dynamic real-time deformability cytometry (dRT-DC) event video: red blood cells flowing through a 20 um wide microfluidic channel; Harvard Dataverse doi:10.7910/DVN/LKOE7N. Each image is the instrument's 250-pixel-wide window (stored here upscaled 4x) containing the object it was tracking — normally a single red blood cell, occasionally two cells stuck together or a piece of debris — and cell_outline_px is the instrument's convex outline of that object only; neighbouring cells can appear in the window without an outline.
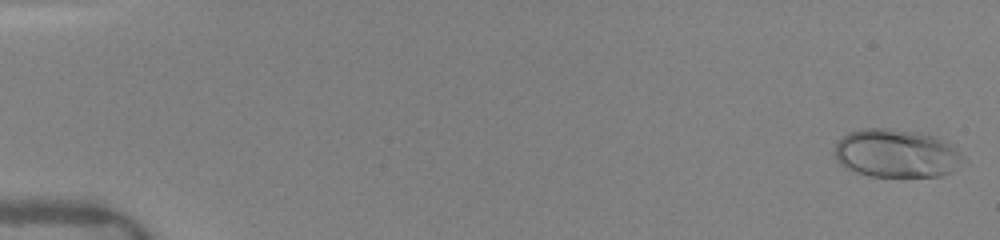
{"species": "human", "species_latin": "Homo sapiens", "temperature_condition": "warm", "stored_images_in_passage": 69, "camera_frame_rate_fps": 3000, "um_per_image_px": 0.085, "donor": {"sex": "female"}, "frame": {"image": 1, "passage_image": 1, "time_ms": 0.0, "image_size_px": [1000, 240], "cell_outline_px": [[968, 160], [948, 172], [940, 176], [872, 176], [856, 172], [840, 164], [836, 160], [836, 144], [848, 132], [864, 128], [884, 128], [912, 132], [936, 136], [944, 140], [956, 148]], "centroid_in_image_um": [76.22, 13.04], "position_along_channel_um": 8.8, "area_um2": 35.89}}
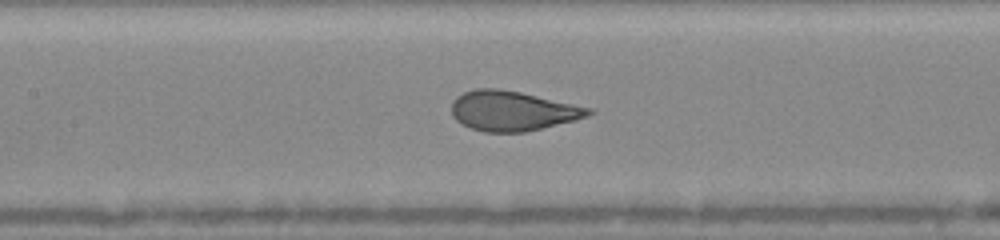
{"frame": {"image": 2, "passage_image": 28, "time_ms": 7.667, "image_size_px": [1000, 240], "cell_outline_px": [[592, 112], [588, 116], [576, 120], [524, 132], [484, 132], [460, 124], [452, 116], [452, 100], [456, 96], [464, 92], [476, 88], [500, 88], [520, 92], [592, 108]], "centroid_in_image_um": [43.52, 9.42], "position_along_channel_um": 163.9, "area_um2": 31.79}}
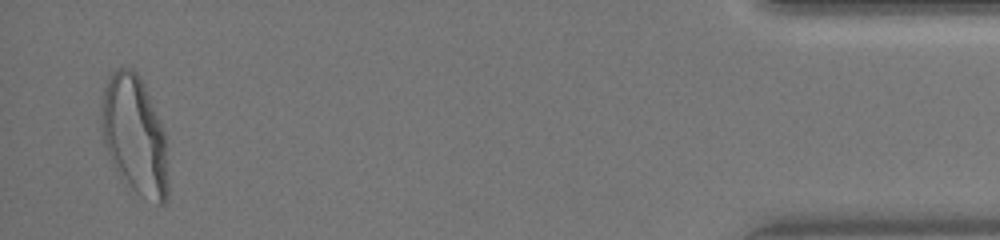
{"frame": {"image": 3, "passage_image": 66, "time_ms": 15.667, "image_size_px": [1000, 240], "cell_outline_px": [[168, 200], [164, 204], [156, 204], [136, 192], [132, 188], [116, 168], [108, 152], [104, 140], [104, 88], [112, 72], [116, 68], [132, 68], [140, 76], [144, 84], [164, 128], [168, 180]], "centroid_in_image_um": [11.52, 11.5], "position_along_channel_um": 423.7, "area_um2": 45.03}, "authors_computed_cell_mechanics": {"area_um2": 33.4084, "velocity_mm_per_s": 4.1248, "shape_relaxation_time_tau1_ms": 3.5518, "shape_relaxation_time_tau2_ms": null, "deformation_change_tau1": 0.1805, "deformation_change_tau2": null}}